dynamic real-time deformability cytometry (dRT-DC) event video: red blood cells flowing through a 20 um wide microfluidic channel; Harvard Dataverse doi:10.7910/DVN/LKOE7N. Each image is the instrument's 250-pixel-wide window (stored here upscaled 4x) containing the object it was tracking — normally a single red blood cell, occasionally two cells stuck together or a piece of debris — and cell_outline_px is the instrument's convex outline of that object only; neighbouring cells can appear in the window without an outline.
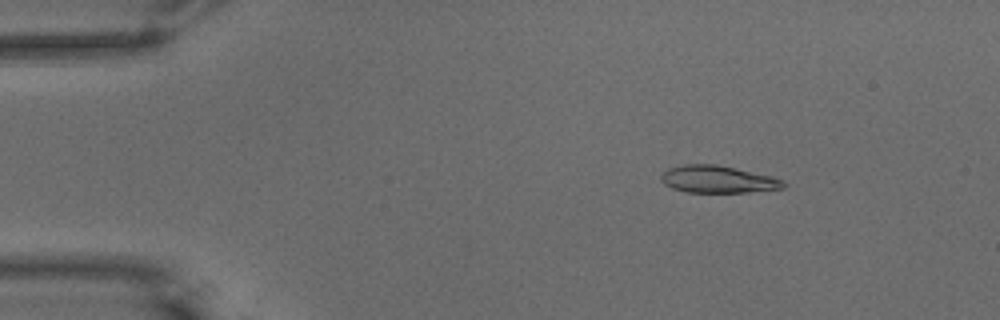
{"species": "common noctule bat (a hibernating species)", "species_latin": "Nyctalus noctula", "temperature_condition": "warm", "stored_images_in_passage": 56, "camera_frame_rate_fps": 3000, "um_per_image_px": 0.085, "animal": {"sex": "male", "body_mass_g": 15.6}, "frame": {"image": 1, "passage_image": 8, "time_ms": 2.333, "image_size_px": [1000, 320], "cell_outline_px": [[788, 184], [784, 188], [748, 192], [688, 192], [672, 188], [664, 184], [660, 180], [660, 176], [668, 168], [684, 164], [716, 164], [772, 176], [784, 180]], "centroid_in_image_um": [61.03, 15.24], "position_along_channel_um": 24.0, "area_um2": 19.48}}
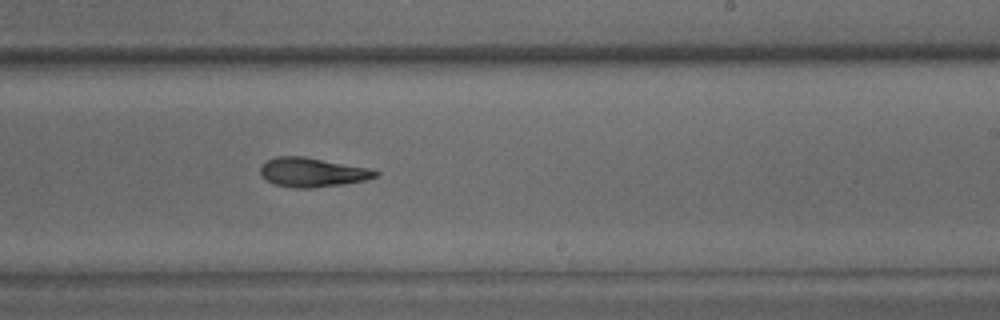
{"frame": {"image": 2, "passage_image": 34, "time_ms": 11.0, "image_size_px": [1000, 320], "cell_outline_px": [[380, 176], [364, 180], [344, 184], [312, 188], [292, 188], [272, 184], [264, 180], [260, 176], [260, 168], [268, 160], [276, 156], [304, 156], [372, 168], [380, 172]], "centroid_in_image_um": [26.56, 14.65], "position_along_channel_um": 262.4, "area_um2": 20.0}}
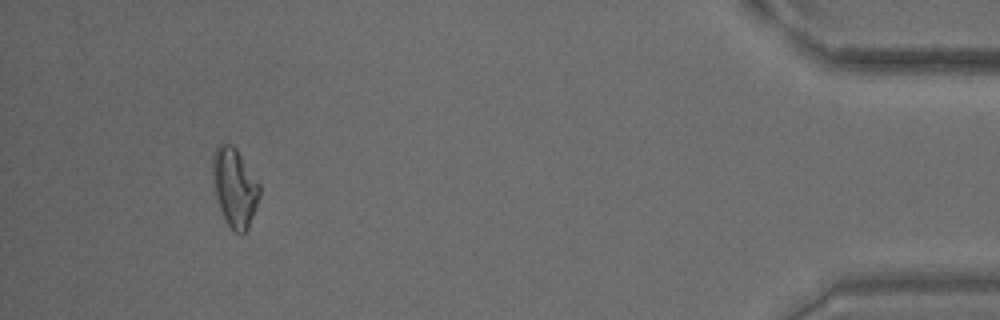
{"frame": {"image": 3, "passage_image": 52, "time_ms": 17.0, "image_size_px": [1000, 320], "cell_outline_px": [[260, 196], [248, 228], [240, 236], [232, 232], [220, 208], [216, 196], [212, 172], [212, 152], [220, 144], [232, 144], [236, 148], [260, 184]], "centroid_in_image_um": [19.95, 15.94], "position_along_channel_um": 415.3, "area_um2": 21.5}, "authors_computed_cell_mechanics": {"area_um2": 19.8254, "velocity_mm_per_s": 3.6127, "shape_relaxation_time_tau1_ms": null, "shape_relaxation_time_tau2_ms": 3.8749, "deformation_change_tau1": null, "deformation_change_tau2": 0.1324}}